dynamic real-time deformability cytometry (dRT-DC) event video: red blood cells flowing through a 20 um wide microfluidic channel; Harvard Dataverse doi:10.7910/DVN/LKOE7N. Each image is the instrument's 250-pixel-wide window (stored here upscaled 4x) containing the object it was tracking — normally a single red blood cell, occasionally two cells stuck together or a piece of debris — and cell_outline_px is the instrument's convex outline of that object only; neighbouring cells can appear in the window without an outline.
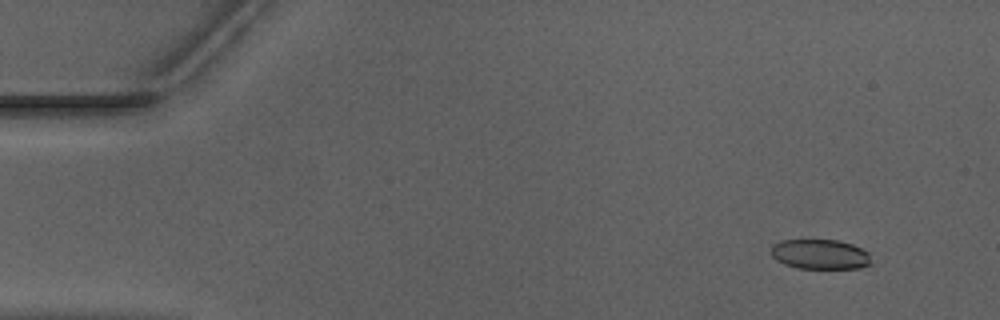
{"species": "Egyptian fruit bat (a non-hibernating species)", "species_latin": "Rousettus aegyptiacus", "temperature_condition": "warm", "stored_images_in_passage": 52, "camera_frame_rate_fps": 3000, "um_per_image_px": 0.085, "animal": {"sex": "male"}, "frame": {"image": 1, "passage_image": 4, "time_ms": 1.0, "image_size_px": [1000, 320], "cell_outline_px": [[872, 264], [860, 268], [796, 268], [784, 264], [776, 260], [772, 256], [772, 244], [780, 240], [840, 240], [852, 244], [868, 252]], "centroid_in_image_um": [69.71, 21.61], "position_along_channel_um": 15.3, "area_um2": 17.51}}
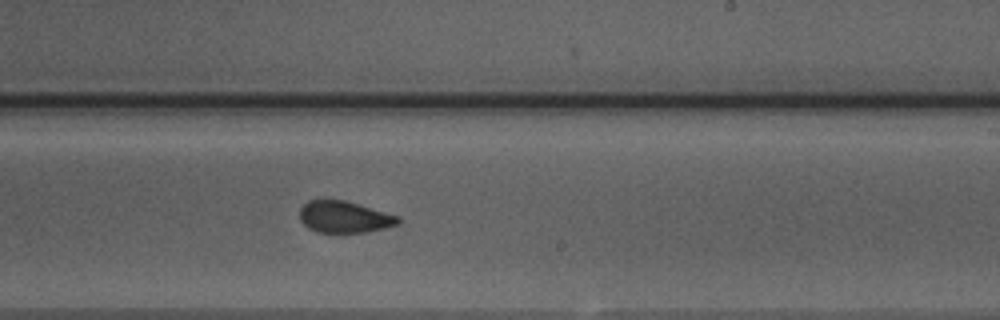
{"frame": {"image": 2, "passage_image": 31, "time_ms": 10.0, "image_size_px": [1000, 320], "cell_outline_px": [[400, 220], [396, 224], [384, 228], [368, 232], [316, 232], [308, 228], [300, 220], [300, 208], [308, 200], [344, 200], [400, 216]], "centroid_in_image_um": [29.25, 18.44], "position_along_channel_um": 259.7, "area_um2": 18.03}}
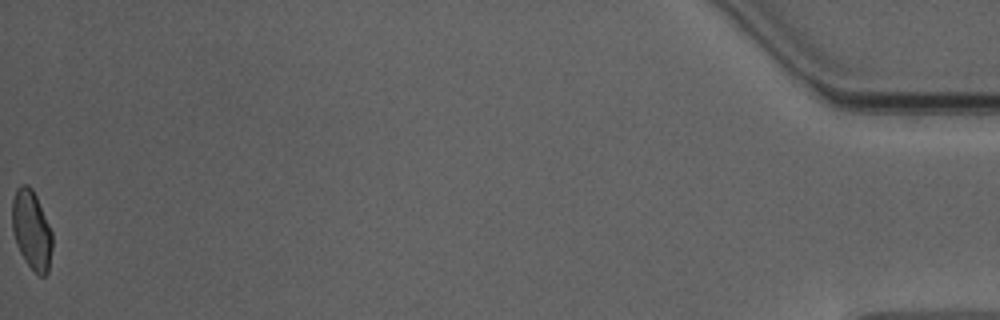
{"frame": {"image": 3, "passage_image": 52, "time_ms": 17.0, "image_size_px": [1000, 320], "cell_outline_px": [[52, 248], [48, 272], [44, 276], [40, 276], [24, 260], [16, 244], [12, 232], [12, 200], [16, 188], [20, 184], [28, 184], [32, 188], [36, 196], [52, 232]], "centroid_in_image_um": [2.67, 19.53], "position_along_channel_um": 432.5, "area_um2": 18.55}, "authors_computed_cell_mechanics": {"area_um2": 19.1607, "velocity_mm_per_s": 3.9671, "shape_relaxation_time_tau1_ms": 6.5405, "shape_relaxation_time_tau2_ms": 1.4509, "deformation_change_tau1": 0.1583, "deformation_change_tau2": 0.0669}}